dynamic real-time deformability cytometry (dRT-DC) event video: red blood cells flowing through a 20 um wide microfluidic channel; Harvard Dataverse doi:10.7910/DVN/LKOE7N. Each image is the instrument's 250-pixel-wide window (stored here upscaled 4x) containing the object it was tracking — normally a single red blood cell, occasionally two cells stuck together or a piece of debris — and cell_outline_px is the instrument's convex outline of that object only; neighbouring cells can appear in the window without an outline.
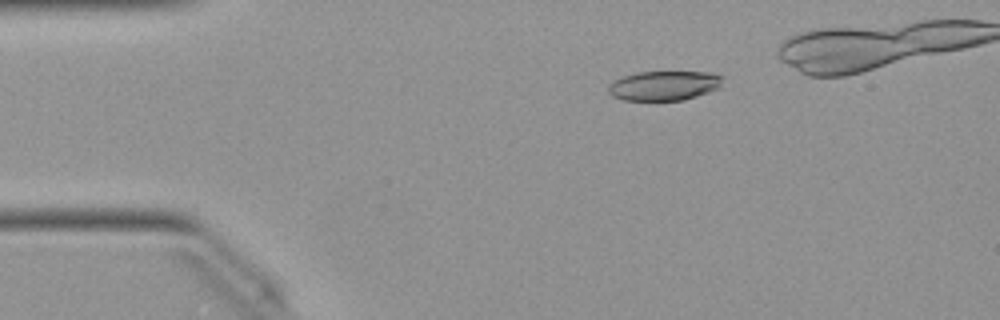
{"species": "Egyptian fruit bat (a non-hibernating species)", "species_latin": "Rousettus aegyptiacus", "temperature_condition": "warm", "stored_images_in_passage": 13, "camera_frame_rate_fps": 3000, "um_per_image_px": 0.085, "animal": {"sex": "female"}, "frame": {"image": 1, "passage_image": 9, "time_ms": 2.667, "image_size_px": [1000, 320], "cell_outline_px": [[724, 76], [720, 88], [684, 100], [624, 100], [612, 96], [608, 92], [608, 84], [624, 76], [636, 72], [708, 72]], "centroid_in_image_um": [56.46, 7.28], "position_along_channel_um": 28.5, "area_um2": 19.71}}